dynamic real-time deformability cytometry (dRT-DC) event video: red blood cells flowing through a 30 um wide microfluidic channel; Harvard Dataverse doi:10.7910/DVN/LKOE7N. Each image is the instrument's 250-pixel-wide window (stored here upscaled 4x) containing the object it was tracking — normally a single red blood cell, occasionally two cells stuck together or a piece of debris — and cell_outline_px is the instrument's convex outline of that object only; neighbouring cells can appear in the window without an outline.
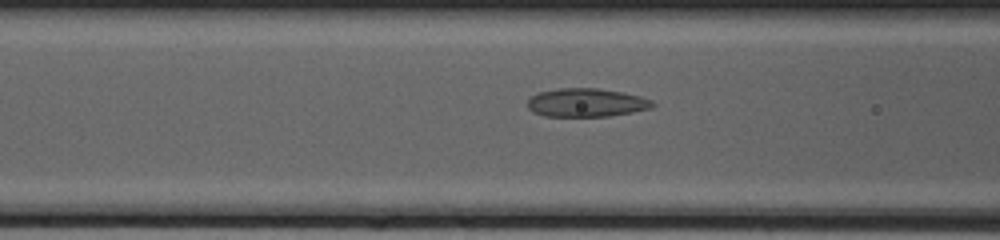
{"species": "common noctule bat (a hibernating species)", "species_latin": "Nyctalus noctula", "temperature_condition": "cold", "stored_images_in_passage": 38, "camera_frame_rate_fps": 3000, "um_per_image_px": 0.085, "animal": {"sex": "female", "body_mass_g": 20.0, "forearm_length_mm": 54.0}, "frame": {"image": 1, "passage_image": 14, "time_ms": 4.333, "image_size_px": [1000, 240], "cell_outline_px": [[656, 104], [652, 108], [632, 112], [608, 116], [544, 116], [532, 112], [528, 108], [528, 100], [536, 92], [560, 88], [596, 88], [620, 92], [640, 96], [652, 100]], "centroid_in_image_um": [49.82, 8.72], "position_along_channel_um": 116.8, "area_um2": 20.75}}
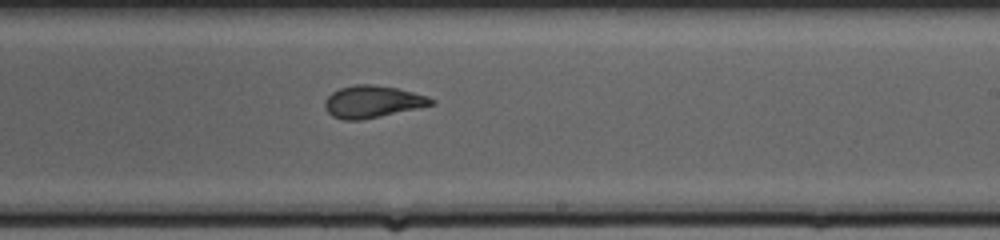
{"frame": {"image": 2, "passage_image": 24, "time_ms": 7.667, "image_size_px": [1000, 240], "cell_outline_px": [[436, 104], [380, 116], [360, 120], [344, 120], [332, 116], [324, 108], [324, 100], [332, 92], [340, 88], [352, 84], [372, 84], [396, 88], [428, 96], [436, 100]], "centroid_in_image_um": [31.65, 8.64], "position_along_channel_um": 257.4, "area_um2": 19.94}}
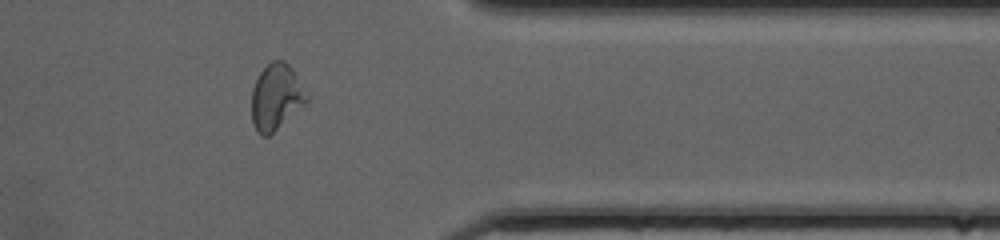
{"frame": {"image": 3, "passage_image": 34, "time_ms": 11.0, "image_size_px": [1000, 240], "cell_outline_px": [[308, 100], [304, 104], [268, 136], [260, 136], [256, 132], [252, 124], [252, 88], [260, 72], [272, 60], [284, 60], [292, 68], [308, 96]], "centroid_in_image_um": [23.44, 8.24], "position_along_channel_um": 388.0, "area_um2": 20.87}}